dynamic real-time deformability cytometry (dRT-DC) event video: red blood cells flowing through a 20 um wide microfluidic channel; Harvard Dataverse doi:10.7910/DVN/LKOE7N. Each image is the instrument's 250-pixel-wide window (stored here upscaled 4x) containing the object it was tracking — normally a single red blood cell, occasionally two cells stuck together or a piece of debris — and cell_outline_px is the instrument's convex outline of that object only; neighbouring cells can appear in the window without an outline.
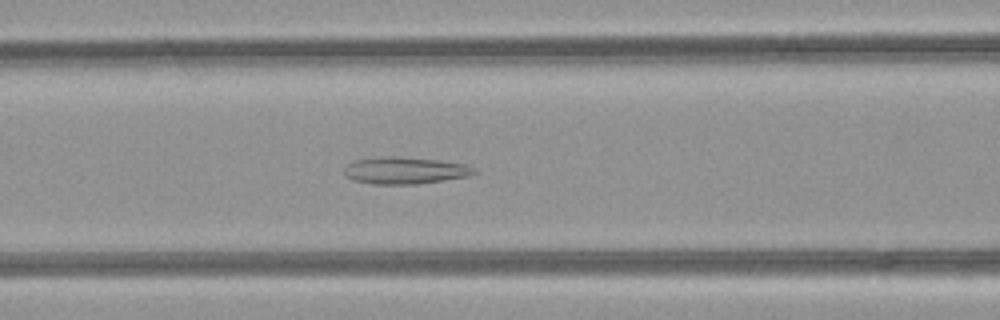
{"species": "common noctule bat (a hibernating species)", "species_latin": "Nyctalus noctula", "temperature_condition": "room temperature", "stored_images_in_passage": 34, "camera_frame_rate_fps": 3000, "um_per_image_px": 0.085, "animal": {"sex": "female", "body_mass_g": 21.9}, "frame": {"image": 1, "passage_image": 11, "time_ms": 3.333, "image_size_px": [1000, 320], "cell_outline_px": [[476, 172], [468, 176], [416, 184], [372, 184], [352, 180], [344, 176], [344, 168], [348, 164], [356, 160], [380, 156], [396, 156], [440, 160], [464, 164], [476, 168]], "centroid_in_image_um": [34.38, 14.48], "position_along_channel_um": 132.2, "area_um2": 20.46}}
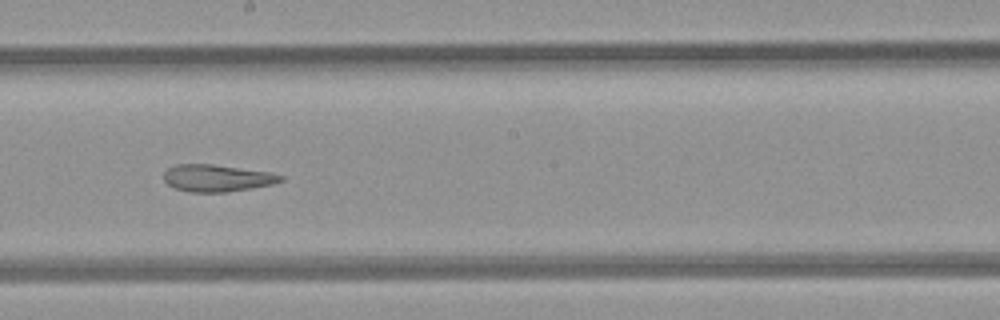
{"frame": {"image": 2, "passage_image": 18, "time_ms": 5.667, "image_size_px": [1000, 320], "cell_outline_px": [[284, 180], [272, 184], [252, 188], [228, 192], [188, 192], [176, 188], [168, 184], [164, 180], [164, 172], [168, 168], [176, 164], [212, 164], [272, 172], [284, 176]], "centroid_in_image_um": [18.47, 15.13], "position_along_channel_um": 229.7, "area_um2": 18.5}}
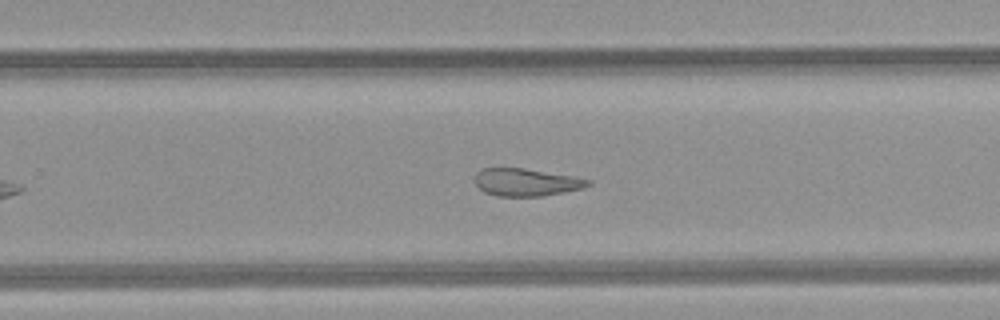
{"frame": {"image": 3, "passage_image": 22, "time_ms": 7.0, "image_size_px": [1000, 320], "cell_outline_px": [[592, 184], [584, 188], [540, 196], [496, 196], [484, 192], [472, 180], [476, 172], [484, 168], [524, 168], [572, 176], [592, 180]], "centroid_in_image_um": [44.7, 15.49], "position_along_channel_um": 285.1, "area_um2": 18.21}}